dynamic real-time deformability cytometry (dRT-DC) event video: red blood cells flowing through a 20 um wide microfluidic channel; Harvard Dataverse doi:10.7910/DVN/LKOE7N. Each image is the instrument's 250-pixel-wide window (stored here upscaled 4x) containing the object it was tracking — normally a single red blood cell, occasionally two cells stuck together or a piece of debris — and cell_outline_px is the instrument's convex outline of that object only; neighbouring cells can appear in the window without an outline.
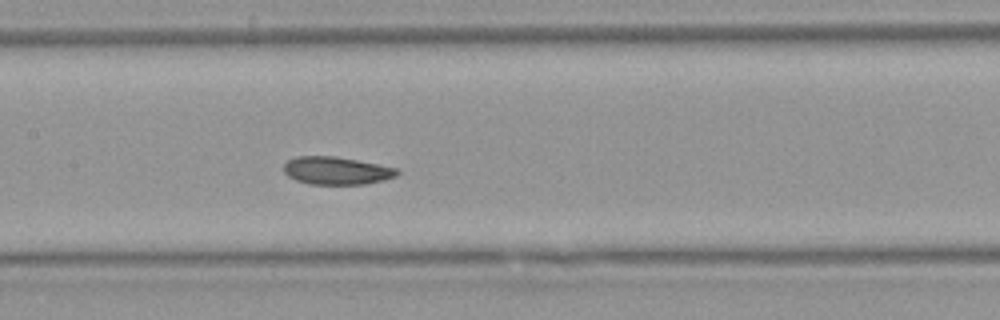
{"species": "Egyptian fruit bat (a non-hibernating species)", "species_latin": "Rousettus aegyptiacus", "temperature_condition": "warm", "stored_images_in_passage": 7, "camera_frame_rate_fps": 3000, "um_per_image_px": 0.085, "animal": {"sex": "female"}, "frame": {"image": 1, "passage_image": 7, "time_ms": 7.0, "image_size_px": [1000, 320], "cell_outline_px": [[400, 172], [396, 176], [384, 180], [364, 184], [308, 184], [296, 180], [288, 176], [284, 172], [284, 164], [288, 160], [296, 156], [336, 156], [396, 168]], "centroid_in_image_um": [28.58, 14.5], "position_along_channel_um": 178.8, "area_um2": 18.26}}